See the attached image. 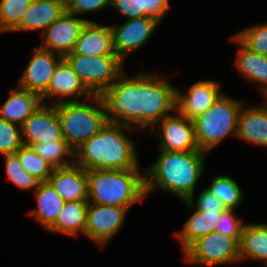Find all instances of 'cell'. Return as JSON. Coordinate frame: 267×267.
<instances>
[{
    "instance_id": "37",
    "label": "cell",
    "mask_w": 267,
    "mask_h": 267,
    "mask_svg": "<svg viewBox=\"0 0 267 267\" xmlns=\"http://www.w3.org/2000/svg\"><path fill=\"white\" fill-rule=\"evenodd\" d=\"M196 202V210L204 212L226 210L223 203L216 196H214L207 188L198 195V199Z\"/></svg>"
},
{
    "instance_id": "25",
    "label": "cell",
    "mask_w": 267,
    "mask_h": 267,
    "mask_svg": "<svg viewBox=\"0 0 267 267\" xmlns=\"http://www.w3.org/2000/svg\"><path fill=\"white\" fill-rule=\"evenodd\" d=\"M88 201H68L59 212L56 222L48 229L75 236L80 232L85 234Z\"/></svg>"
},
{
    "instance_id": "27",
    "label": "cell",
    "mask_w": 267,
    "mask_h": 267,
    "mask_svg": "<svg viewBox=\"0 0 267 267\" xmlns=\"http://www.w3.org/2000/svg\"><path fill=\"white\" fill-rule=\"evenodd\" d=\"M110 6L129 19L152 17L160 21L168 12L169 0H110Z\"/></svg>"
},
{
    "instance_id": "7",
    "label": "cell",
    "mask_w": 267,
    "mask_h": 267,
    "mask_svg": "<svg viewBox=\"0 0 267 267\" xmlns=\"http://www.w3.org/2000/svg\"><path fill=\"white\" fill-rule=\"evenodd\" d=\"M64 59L93 95H102L123 73L124 62L117 55L67 54Z\"/></svg>"
},
{
    "instance_id": "4",
    "label": "cell",
    "mask_w": 267,
    "mask_h": 267,
    "mask_svg": "<svg viewBox=\"0 0 267 267\" xmlns=\"http://www.w3.org/2000/svg\"><path fill=\"white\" fill-rule=\"evenodd\" d=\"M143 175L139 169L89 170L88 202L129 209L146 196Z\"/></svg>"
},
{
    "instance_id": "13",
    "label": "cell",
    "mask_w": 267,
    "mask_h": 267,
    "mask_svg": "<svg viewBox=\"0 0 267 267\" xmlns=\"http://www.w3.org/2000/svg\"><path fill=\"white\" fill-rule=\"evenodd\" d=\"M34 52V56L17 84L20 88L41 97L48 90L56 66L63 57L41 47H35Z\"/></svg>"
},
{
    "instance_id": "32",
    "label": "cell",
    "mask_w": 267,
    "mask_h": 267,
    "mask_svg": "<svg viewBox=\"0 0 267 267\" xmlns=\"http://www.w3.org/2000/svg\"><path fill=\"white\" fill-rule=\"evenodd\" d=\"M21 127L0 118V153L15 154L23 145Z\"/></svg>"
},
{
    "instance_id": "10",
    "label": "cell",
    "mask_w": 267,
    "mask_h": 267,
    "mask_svg": "<svg viewBox=\"0 0 267 267\" xmlns=\"http://www.w3.org/2000/svg\"><path fill=\"white\" fill-rule=\"evenodd\" d=\"M126 212V208L89 203L85 235L102 247L123 225Z\"/></svg>"
},
{
    "instance_id": "17",
    "label": "cell",
    "mask_w": 267,
    "mask_h": 267,
    "mask_svg": "<svg viewBox=\"0 0 267 267\" xmlns=\"http://www.w3.org/2000/svg\"><path fill=\"white\" fill-rule=\"evenodd\" d=\"M67 11L66 0H31L19 26L14 31L44 29Z\"/></svg>"
},
{
    "instance_id": "12",
    "label": "cell",
    "mask_w": 267,
    "mask_h": 267,
    "mask_svg": "<svg viewBox=\"0 0 267 267\" xmlns=\"http://www.w3.org/2000/svg\"><path fill=\"white\" fill-rule=\"evenodd\" d=\"M24 145L65 141L62 138L61 125L54 104H41L21 126Z\"/></svg>"
},
{
    "instance_id": "11",
    "label": "cell",
    "mask_w": 267,
    "mask_h": 267,
    "mask_svg": "<svg viewBox=\"0 0 267 267\" xmlns=\"http://www.w3.org/2000/svg\"><path fill=\"white\" fill-rule=\"evenodd\" d=\"M159 21L152 17L128 19L121 26H110L114 53L124 62L128 53L147 42Z\"/></svg>"
},
{
    "instance_id": "14",
    "label": "cell",
    "mask_w": 267,
    "mask_h": 267,
    "mask_svg": "<svg viewBox=\"0 0 267 267\" xmlns=\"http://www.w3.org/2000/svg\"><path fill=\"white\" fill-rule=\"evenodd\" d=\"M162 133L157 132L160 140V151L189 152L199 150L195 139L193 121L182 116L168 115L161 121Z\"/></svg>"
},
{
    "instance_id": "35",
    "label": "cell",
    "mask_w": 267,
    "mask_h": 267,
    "mask_svg": "<svg viewBox=\"0 0 267 267\" xmlns=\"http://www.w3.org/2000/svg\"><path fill=\"white\" fill-rule=\"evenodd\" d=\"M233 213V209H226L223 211L220 220L214 227V231L233 237L240 243L245 223H242L240 219H237Z\"/></svg>"
},
{
    "instance_id": "34",
    "label": "cell",
    "mask_w": 267,
    "mask_h": 267,
    "mask_svg": "<svg viewBox=\"0 0 267 267\" xmlns=\"http://www.w3.org/2000/svg\"><path fill=\"white\" fill-rule=\"evenodd\" d=\"M236 36L254 52L267 56V23L246 28Z\"/></svg>"
},
{
    "instance_id": "29",
    "label": "cell",
    "mask_w": 267,
    "mask_h": 267,
    "mask_svg": "<svg viewBox=\"0 0 267 267\" xmlns=\"http://www.w3.org/2000/svg\"><path fill=\"white\" fill-rule=\"evenodd\" d=\"M15 155L26 172L40 182L48 181L53 168L31 146L23 145Z\"/></svg>"
},
{
    "instance_id": "24",
    "label": "cell",
    "mask_w": 267,
    "mask_h": 267,
    "mask_svg": "<svg viewBox=\"0 0 267 267\" xmlns=\"http://www.w3.org/2000/svg\"><path fill=\"white\" fill-rule=\"evenodd\" d=\"M195 210L193 215L184 224L183 231L176 233L185 251L198 238L214 231L215 225L220 220L223 211H200Z\"/></svg>"
},
{
    "instance_id": "26",
    "label": "cell",
    "mask_w": 267,
    "mask_h": 267,
    "mask_svg": "<svg viewBox=\"0 0 267 267\" xmlns=\"http://www.w3.org/2000/svg\"><path fill=\"white\" fill-rule=\"evenodd\" d=\"M240 260H260L267 266V224H244L240 240Z\"/></svg>"
},
{
    "instance_id": "22",
    "label": "cell",
    "mask_w": 267,
    "mask_h": 267,
    "mask_svg": "<svg viewBox=\"0 0 267 267\" xmlns=\"http://www.w3.org/2000/svg\"><path fill=\"white\" fill-rule=\"evenodd\" d=\"M34 190L38 207L29 214L35 215L36 220L48 230L56 222L65 201L48 181L40 182Z\"/></svg>"
},
{
    "instance_id": "20",
    "label": "cell",
    "mask_w": 267,
    "mask_h": 267,
    "mask_svg": "<svg viewBox=\"0 0 267 267\" xmlns=\"http://www.w3.org/2000/svg\"><path fill=\"white\" fill-rule=\"evenodd\" d=\"M10 93L7 101L0 106V118L21 127L42 104V100L36 93L19 86L15 90L12 89Z\"/></svg>"
},
{
    "instance_id": "15",
    "label": "cell",
    "mask_w": 267,
    "mask_h": 267,
    "mask_svg": "<svg viewBox=\"0 0 267 267\" xmlns=\"http://www.w3.org/2000/svg\"><path fill=\"white\" fill-rule=\"evenodd\" d=\"M219 82L208 80L194 83L186 95L176 90V111L193 120L210 108L223 94Z\"/></svg>"
},
{
    "instance_id": "2",
    "label": "cell",
    "mask_w": 267,
    "mask_h": 267,
    "mask_svg": "<svg viewBox=\"0 0 267 267\" xmlns=\"http://www.w3.org/2000/svg\"><path fill=\"white\" fill-rule=\"evenodd\" d=\"M205 154L202 150L161 151L157 161L144 171L146 194L155 187L167 189L194 208V190L203 174Z\"/></svg>"
},
{
    "instance_id": "8",
    "label": "cell",
    "mask_w": 267,
    "mask_h": 267,
    "mask_svg": "<svg viewBox=\"0 0 267 267\" xmlns=\"http://www.w3.org/2000/svg\"><path fill=\"white\" fill-rule=\"evenodd\" d=\"M185 260L200 265L214 266L240 260V245L220 232H210L198 238L185 251Z\"/></svg>"
},
{
    "instance_id": "36",
    "label": "cell",
    "mask_w": 267,
    "mask_h": 267,
    "mask_svg": "<svg viewBox=\"0 0 267 267\" xmlns=\"http://www.w3.org/2000/svg\"><path fill=\"white\" fill-rule=\"evenodd\" d=\"M67 12L71 14L97 11L110 6V0H66Z\"/></svg>"
},
{
    "instance_id": "31",
    "label": "cell",
    "mask_w": 267,
    "mask_h": 267,
    "mask_svg": "<svg viewBox=\"0 0 267 267\" xmlns=\"http://www.w3.org/2000/svg\"><path fill=\"white\" fill-rule=\"evenodd\" d=\"M31 0L0 1V32L14 31L20 24Z\"/></svg>"
},
{
    "instance_id": "38",
    "label": "cell",
    "mask_w": 267,
    "mask_h": 267,
    "mask_svg": "<svg viewBox=\"0 0 267 267\" xmlns=\"http://www.w3.org/2000/svg\"><path fill=\"white\" fill-rule=\"evenodd\" d=\"M264 94L266 95L267 98V90L264 92ZM264 105L267 107V103H264Z\"/></svg>"
},
{
    "instance_id": "5",
    "label": "cell",
    "mask_w": 267,
    "mask_h": 267,
    "mask_svg": "<svg viewBox=\"0 0 267 267\" xmlns=\"http://www.w3.org/2000/svg\"><path fill=\"white\" fill-rule=\"evenodd\" d=\"M97 108L74 99L54 101L61 125L62 138L76 151L108 122L102 95H94Z\"/></svg>"
},
{
    "instance_id": "23",
    "label": "cell",
    "mask_w": 267,
    "mask_h": 267,
    "mask_svg": "<svg viewBox=\"0 0 267 267\" xmlns=\"http://www.w3.org/2000/svg\"><path fill=\"white\" fill-rule=\"evenodd\" d=\"M232 39L240 44L236 66L245 78L262 83L261 91L267 90V56L254 52L236 35Z\"/></svg>"
},
{
    "instance_id": "19",
    "label": "cell",
    "mask_w": 267,
    "mask_h": 267,
    "mask_svg": "<svg viewBox=\"0 0 267 267\" xmlns=\"http://www.w3.org/2000/svg\"><path fill=\"white\" fill-rule=\"evenodd\" d=\"M94 96L81 82L78 75L73 71L72 67L63 58L56 66L55 72L51 78L48 90L41 96L44 104L45 98L61 97H81Z\"/></svg>"
},
{
    "instance_id": "1",
    "label": "cell",
    "mask_w": 267,
    "mask_h": 267,
    "mask_svg": "<svg viewBox=\"0 0 267 267\" xmlns=\"http://www.w3.org/2000/svg\"><path fill=\"white\" fill-rule=\"evenodd\" d=\"M109 122L146 129L176 110V89L161 76L139 73L126 77L124 72L102 94Z\"/></svg>"
},
{
    "instance_id": "33",
    "label": "cell",
    "mask_w": 267,
    "mask_h": 267,
    "mask_svg": "<svg viewBox=\"0 0 267 267\" xmlns=\"http://www.w3.org/2000/svg\"><path fill=\"white\" fill-rule=\"evenodd\" d=\"M8 178L21 189H36L40 183L38 179L26 172L15 154L4 155Z\"/></svg>"
},
{
    "instance_id": "21",
    "label": "cell",
    "mask_w": 267,
    "mask_h": 267,
    "mask_svg": "<svg viewBox=\"0 0 267 267\" xmlns=\"http://www.w3.org/2000/svg\"><path fill=\"white\" fill-rule=\"evenodd\" d=\"M236 136L255 145L267 147V107L264 104L246 109L242 105Z\"/></svg>"
},
{
    "instance_id": "30",
    "label": "cell",
    "mask_w": 267,
    "mask_h": 267,
    "mask_svg": "<svg viewBox=\"0 0 267 267\" xmlns=\"http://www.w3.org/2000/svg\"><path fill=\"white\" fill-rule=\"evenodd\" d=\"M216 196L226 209H235L242 201V193L236 181L228 176H217L207 188Z\"/></svg>"
},
{
    "instance_id": "18",
    "label": "cell",
    "mask_w": 267,
    "mask_h": 267,
    "mask_svg": "<svg viewBox=\"0 0 267 267\" xmlns=\"http://www.w3.org/2000/svg\"><path fill=\"white\" fill-rule=\"evenodd\" d=\"M70 54L85 56L116 55L113 50L112 30L109 26H101L94 21L83 28L75 47Z\"/></svg>"
},
{
    "instance_id": "6",
    "label": "cell",
    "mask_w": 267,
    "mask_h": 267,
    "mask_svg": "<svg viewBox=\"0 0 267 267\" xmlns=\"http://www.w3.org/2000/svg\"><path fill=\"white\" fill-rule=\"evenodd\" d=\"M242 105L243 102L222 94L207 111L192 120L199 150L207 153L229 134L237 135Z\"/></svg>"
},
{
    "instance_id": "28",
    "label": "cell",
    "mask_w": 267,
    "mask_h": 267,
    "mask_svg": "<svg viewBox=\"0 0 267 267\" xmlns=\"http://www.w3.org/2000/svg\"><path fill=\"white\" fill-rule=\"evenodd\" d=\"M31 147L41 156L51 167L64 168L73 165L64 160V156L74 159L75 151L68 145L66 141H53L46 143H34Z\"/></svg>"
},
{
    "instance_id": "3",
    "label": "cell",
    "mask_w": 267,
    "mask_h": 267,
    "mask_svg": "<svg viewBox=\"0 0 267 267\" xmlns=\"http://www.w3.org/2000/svg\"><path fill=\"white\" fill-rule=\"evenodd\" d=\"M122 128L130 127L108 121L75 151L74 163L87 171L139 169L134 143Z\"/></svg>"
},
{
    "instance_id": "9",
    "label": "cell",
    "mask_w": 267,
    "mask_h": 267,
    "mask_svg": "<svg viewBox=\"0 0 267 267\" xmlns=\"http://www.w3.org/2000/svg\"><path fill=\"white\" fill-rule=\"evenodd\" d=\"M87 19L76 18L74 14L65 12L58 20L54 21L43 33L41 48L50 50L63 58L72 53Z\"/></svg>"
},
{
    "instance_id": "16",
    "label": "cell",
    "mask_w": 267,
    "mask_h": 267,
    "mask_svg": "<svg viewBox=\"0 0 267 267\" xmlns=\"http://www.w3.org/2000/svg\"><path fill=\"white\" fill-rule=\"evenodd\" d=\"M48 182L65 201H88L87 170L76 165L54 168Z\"/></svg>"
}]
</instances>
